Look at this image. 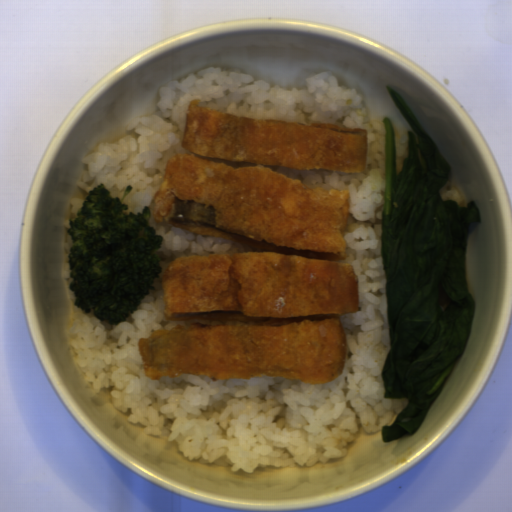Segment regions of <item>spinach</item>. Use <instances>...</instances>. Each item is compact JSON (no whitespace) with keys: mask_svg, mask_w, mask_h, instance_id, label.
<instances>
[{"mask_svg":"<svg viewBox=\"0 0 512 512\" xmlns=\"http://www.w3.org/2000/svg\"><path fill=\"white\" fill-rule=\"evenodd\" d=\"M386 89L415 131L401 168L395 127L383 116L384 196L380 256L389 350L380 371L384 399H406L383 443L419 431L463 358L476 301L467 278L468 234L482 221L475 199H443L451 165L406 100Z\"/></svg>","mask_w":512,"mask_h":512,"instance_id":"cb11ae35","label":"spinach"}]
</instances>
